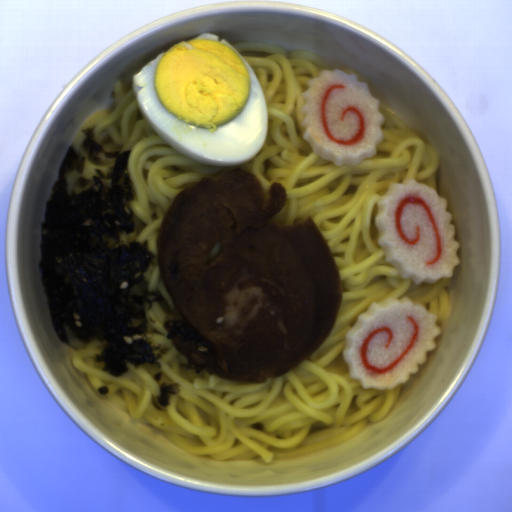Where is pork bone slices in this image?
Returning a JSON list of instances; mask_svg holds the SVG:
<instances>
[{
  "instance_id": "1",
  "label": "pork bone slices",
  "mask_w": 512,
  "mask_h": 512,
  "mask_svg": "<svg viewBox=\"0 0 512 512\" xmlns=\"http://www.w3.org/2000/svg\"><path fill=\"white\" fill-rule=\"evenodd\" d=\"M282 183L267 192L242 168L178 193L156 239L171 319L205 336L217 357L171 338L196 372L261 384L285 376L325 342L343 303L332 251L312 216L276 223ZM221 242V254L207 262Z\"/></svg>"
}]
</instances>
